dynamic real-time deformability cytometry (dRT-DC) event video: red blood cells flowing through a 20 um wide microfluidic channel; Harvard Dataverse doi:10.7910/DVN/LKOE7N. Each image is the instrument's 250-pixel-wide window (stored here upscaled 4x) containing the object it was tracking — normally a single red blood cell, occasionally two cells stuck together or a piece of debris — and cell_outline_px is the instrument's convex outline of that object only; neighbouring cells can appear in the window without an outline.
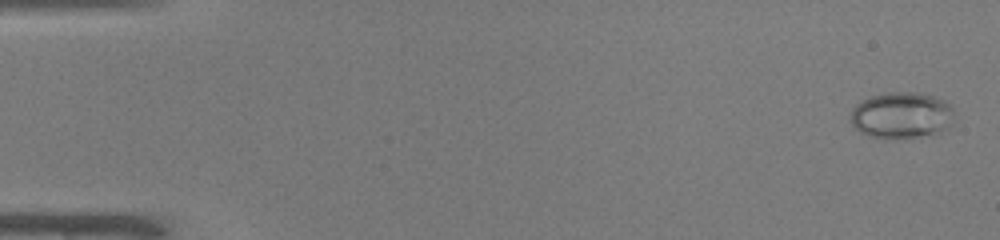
{"species": "common noctule bat (a hibernating species)", "species_latin": "Nyctalus noctula", "temperature_condition": "warm", "stored_images_in_passage": 50, "camera_frame_rate_fps": 3000, "um_per_image_px": 0.085, "animal": {"sex": "male", "body_mass_g": 19.0, "forearm_length_mm": 50.8}, "frame": {"image": 1, "passage_image": 2, "time_ms": 0.333, "image_size_px": [1000, 240], "cell_outline_px": [[952, 116], [948, 128], [936, 136], [884, 140], [868, 136], [860, 132], [852, 124], [852, 108], [856, 104], [872, 96], [888, 92], [916, 92], [936, 96], [944, 100], [952, 108]], "centroid_in_image_um": [76.65, 9.84], "position_along_channel_um": 8.3, "area_um2": 28.55}}
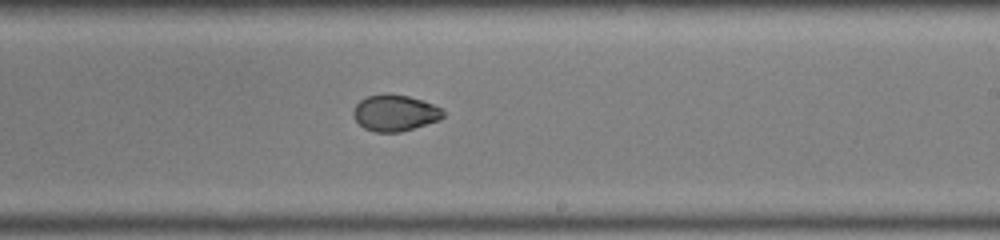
{"frame": {"image": 2, "passage_image": 31, "time_ms": 10.0, "image_size_px": [1000, 240], "cell_outline_px": [[444, 116], [440, 120], [400, 132], [376, 132], [364, 128], [352, 116], [352, 112], [356, 104], [360, 100], [368, 96], [384, 92], [388, 92], [408, 96], [444, 108]], "centroid_in_image_um": [33.56, 9.58], "position_along_channel_um": 255.4, "area_um2": 19.19}}
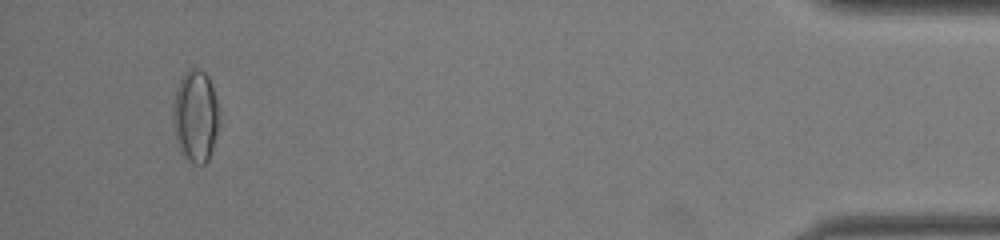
{"frame": {"image": 3, "passage_image": 48, "time_ms": 15.667, "image_size_px": [1000, 240], "cell_outline_px": [[220, 124], [208, 160], [204, 164], [196, 164], [188, 160], [180, 152], [176, 140], [172, 124], [172, 108], [176, 88], [184, 72], [188, 68], [196, 68], [204, 72], [208, 76], [216, 100]], "centroid_in_image_um": [16.59, 9.87], "position_along_channel_um": 418.6, "area_um2": 24.97}, "authors_computed_cell_mechanics": {"area_um2": 21.4149, "velocity_mm_per_s": 4.0835, "shape_relaxation_time_tau1_ms": null, "shape_relaxation_time_tau2_ms": 0.9444, "deformation_change_tau1": null, "deformation_change_tau2": 0.0321}}